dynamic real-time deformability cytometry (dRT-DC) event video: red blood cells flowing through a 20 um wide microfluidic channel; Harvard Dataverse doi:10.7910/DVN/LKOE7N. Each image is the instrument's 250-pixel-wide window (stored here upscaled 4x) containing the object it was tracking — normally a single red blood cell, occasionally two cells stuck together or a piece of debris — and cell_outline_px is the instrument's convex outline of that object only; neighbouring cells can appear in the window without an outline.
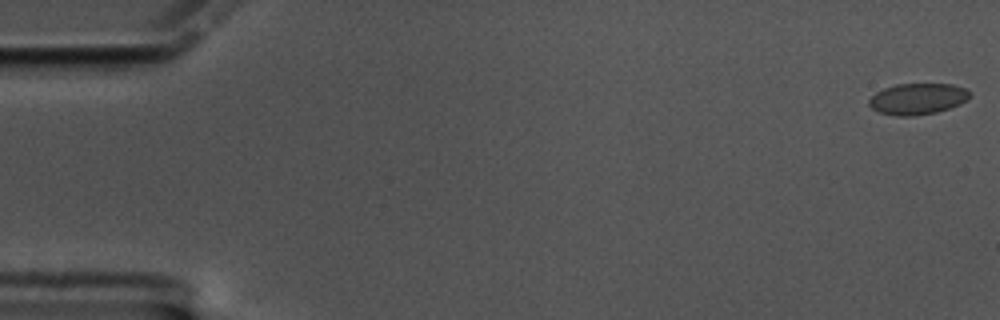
{"species": "common noctule bat (a hibernating species)", "species_latin": "Nyctalus noctula", "temperature_condition": "cold", "stored_images_in_passage": 60, "camera_frame_rate_fps": 3000, "um_per_image_px": 0.085, "animal": {"sex": "male", "body_mass_g": 17.5, "forearm_length_mm": 52.3}, "frame": {"image": 1, "passage_image": 1, "time_ms": 0.0, "image_size_px": [1000, 320], "cell_outline_px": [[972, 96], [968, 100], [960, 104], [936, 112], [912, 116], [896, 116], [880, 112], [872, 108], [868, 104], [868, 100], [876, 92], [884, 88], [896, 84], [952, 84], [964, 88]], "centroid_in_image_um": [77.99, 8.4], "position_along_channel_um": 7.0, "area_um2": 18.26}}
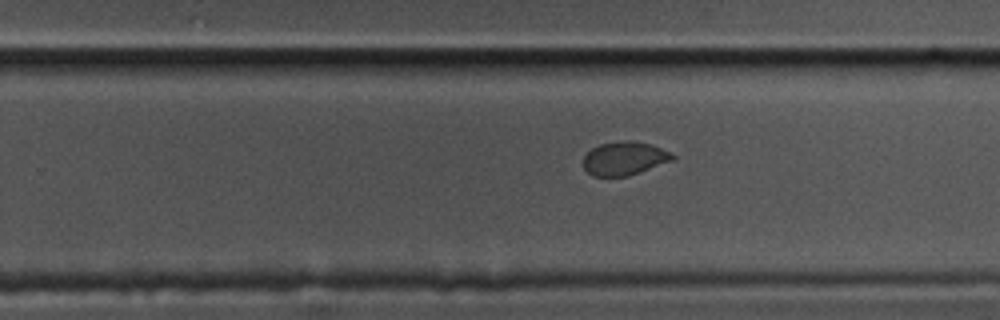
{"frame": {"image": 2, "passage_image": 38, "time_ms": 12.333, "image_size_px": [1000, 320], "cell_outline_px": [[676, 156], [672, 160], [628, 176], [592, 176], [584, 168], [584, 156], [592, 148], [600, 144], [624, 140], [632, 140], [652, 144], [672, 152]], "centroid_in_image_um": [53.09, 13.45], "position_along_channel_um": 276.7, "area_um2": 17.4}}
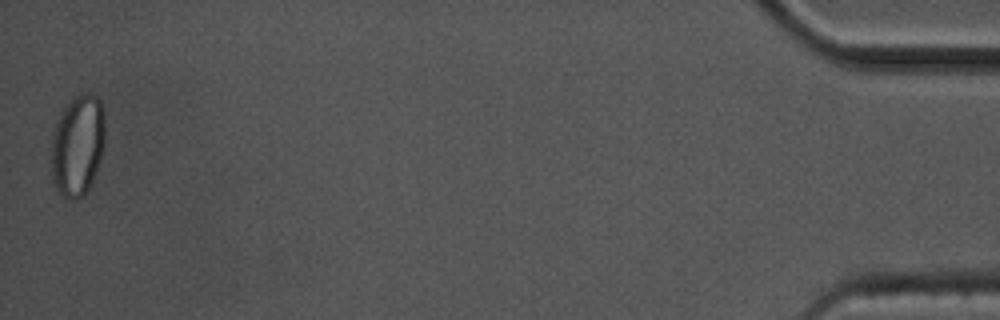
{"frame": {"image": 3, "passage_image": 60, "time_ms": 19.667, "image_size_px": [1000, 320], "cell_outline_px": [[104, 144], [100, 160], [96, 172], [88, 188], [80, 196], [72, 200], [68, 200], [56, 188], [52, 176], [52, 136], [56, 124], [64, 108], [72, 96], [84, 92], [88, 92], [96, 96], [100, 100], [104, 112]], "centroid_in_image_um": [6.61, 12.3], "position_along_channel_um": 428.6, "area_um2": 31.5}, "authors_computed_cell_mechanics": {"area_um2": 18.6116, "velocity_mm_per_s": 3.338, "shape_relaxation_time_tau1_ms": 4.8713, "shape_relaxation_time_tau2_ms": null, "deformation_change_tau1": 0.1028, "deformation_change_tau2": null}}